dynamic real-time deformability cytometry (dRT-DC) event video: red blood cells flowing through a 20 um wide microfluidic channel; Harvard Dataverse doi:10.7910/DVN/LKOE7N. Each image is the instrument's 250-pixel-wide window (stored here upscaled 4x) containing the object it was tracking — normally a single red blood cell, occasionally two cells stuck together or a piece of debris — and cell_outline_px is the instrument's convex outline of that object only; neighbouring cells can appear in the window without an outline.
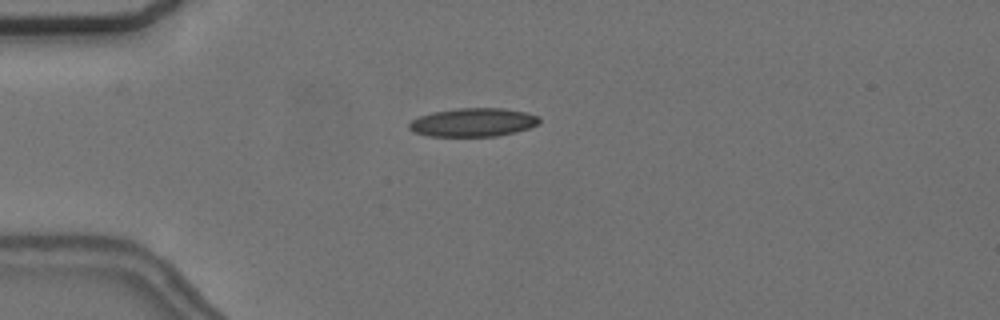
{"species": "common noctule bat (a hibernating species)", "species_latin": "Nyctalus noctula", "temperature_condition": "cold", "stored_images_in_passage": 8, "camera_frame_rate_fps": 3000, "um_per_image_px": 0.085, "animal": {"sex": "female", "body_mass_g": 24.6, "forearm_length_mm": 56.2}, "frame": {"image": 1, "passage_image": 5, "time_ms": 4.667, "image_size_px": [1000, 320], "cell_outline_px": [[540, 124], [528, 128], [496, 136], [428, 136], [412, 132], [408, 128], [408, 124], [412, 120], [420, 116], [432, 112], [456, 108], [504, 108], [524, 112], [540, 116]], "centroid_in_image_um": [40.19, 10.39], "position_along_channel_um": 44.8, "area_um2": 21.68}}